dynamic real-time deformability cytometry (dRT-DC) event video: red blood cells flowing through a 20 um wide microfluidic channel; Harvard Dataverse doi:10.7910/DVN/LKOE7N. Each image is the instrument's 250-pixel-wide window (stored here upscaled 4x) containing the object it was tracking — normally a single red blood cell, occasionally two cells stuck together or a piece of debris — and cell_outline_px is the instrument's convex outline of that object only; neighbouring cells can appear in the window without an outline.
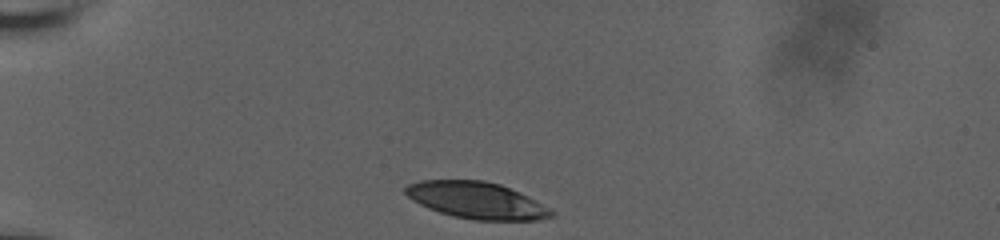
{"species": "human", "species_latin": "Homo sapiens", "temperature_condition": "room temperature", "stored_images_in_passage": 34, "camera_frame_rate_fps": 3000, "um_per_image_px": 0.085, "donor": {"sex": "male"}, "frame": {"image": 1, "passage_image": 1, "time_ms": 0.0, "image_size_px": [1000, 240], "cell_outline_px": [[556, 216], [536, 220], [476, 220], [456, 216], [440, 212], [428, 208], [412, 200], [404, 192], [404, 188], [408, 184], [420, 180], [484, 180], [500, 184], [556, 212]], "centroid_in_image_um": [40.47, 17.03], "position_along_channel_um": 44.5, "area_um2": 30.69}}
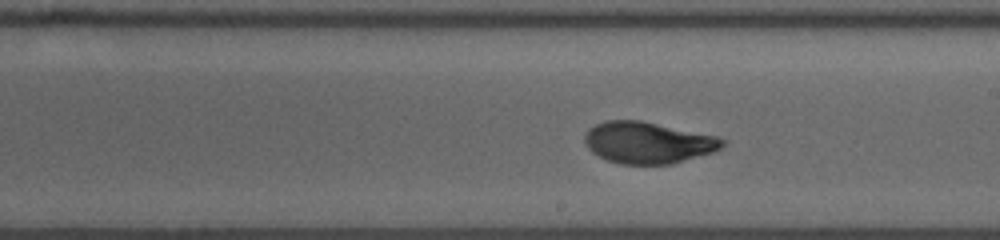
{"frame": {"image": 2, "passage_image": 20, "time_ms": 6.333, "image_size_px": [1000, 240], "cell_outline_px": [[724, 144], [720, 148], [712, 152], [672, 164], [620, 164], [608, 160], [592, 152], [588, 148], [584, 140], [584, 136], [588, 128], [604, 120], [640, 120], [716, 136], [724, 140]], "centroid_in_image_um": [55.03, 12.12], "position_along_channel_um": 234.0, "area_um2": 33.12}}
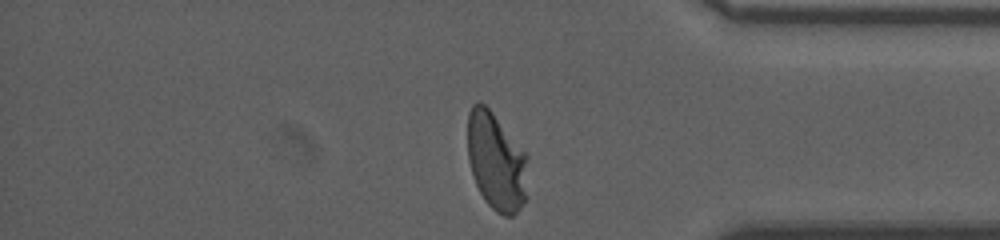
{"frame": {"image": 3, "passage_image": 34, "time_ms": 11.0, "image_size_px": [1000, 240], "cell_outline_px": [[528, 156], [524, 204], [512, 216], [504, 216], [496, 212], [484, 200], [476, 184], [468, 160], [468, 112], [472, 104], [484, 104], [492, 112], [528, 152]], "centroid_in_image_um": [42.2, 13.72], "position_along_channel_um": 393.0, "area_um2": 34.45}, "authors_computed_cell_mechanics": {"area_um2": 33.1483, "velocity_mm_per_s": 3.7002, "shape_relaxation_time_tau1_ms": 5.256, "shape_relaxation_time_tau2_ms": null, "deformation_change_tau1": 0.2273, "deformation_change_tau2": null}}